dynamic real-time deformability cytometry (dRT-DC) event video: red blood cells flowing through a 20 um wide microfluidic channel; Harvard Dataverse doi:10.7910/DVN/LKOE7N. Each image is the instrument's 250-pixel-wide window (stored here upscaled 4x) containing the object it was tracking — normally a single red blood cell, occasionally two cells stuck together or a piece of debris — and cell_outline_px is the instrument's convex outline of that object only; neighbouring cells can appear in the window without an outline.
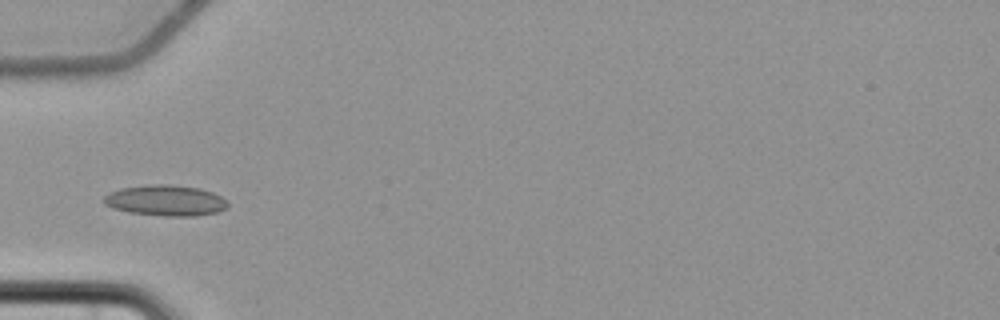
{"species": "common noctule bat (a hibernating species)", "species_latin": "Nyctalus noctula", "temperature_condition": "cold", "stored_images_in_passage": 1, "camera_frame_rate_fps": 3000, "um_per_image_px": 0.085, "animal": {"sex": "female", "body_mass_g": 22.7, "forearm_length_mm": 54.2}, "frame": {"image": 1, "passage_image": 1, "time_ms": 0.0, "image_size_px": [1000, 320], "cell_outline_px": [[228, 208], [220, 212], [192, 216], [164, 216], [128, 212], [112, 208], [104, 204], [104, 196], [108, 192], [120, 188], [152, 184], [168, 184], [200, 188], [212, 192], [220, 196], [228, 204]], "centroid_in_image_um": [14.06, 17.04], "position_along_channel_um": 70.9, "area_um2": 22.37}}